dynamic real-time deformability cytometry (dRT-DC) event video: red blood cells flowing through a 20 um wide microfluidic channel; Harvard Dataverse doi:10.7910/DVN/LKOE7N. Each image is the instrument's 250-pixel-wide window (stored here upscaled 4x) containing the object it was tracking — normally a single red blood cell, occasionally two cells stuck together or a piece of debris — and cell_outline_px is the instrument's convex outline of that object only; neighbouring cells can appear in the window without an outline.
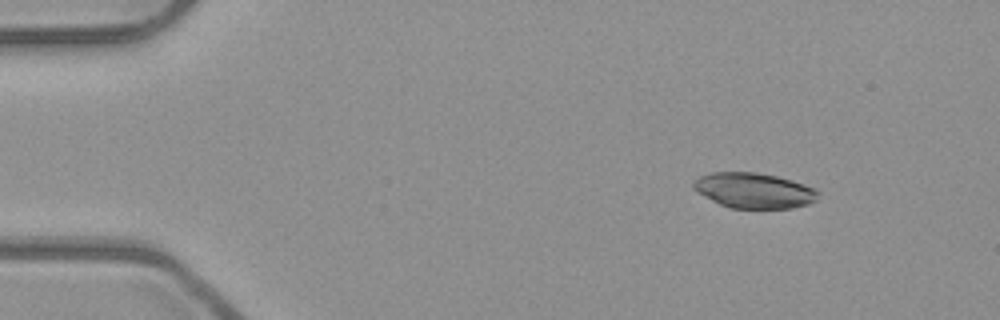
{"species": "common noctule bat (a hibernating species)", "species_latin": "Nyctalus noctula", "temperature_condition": "room temperature", "stored_images_in_passage": 6, "camera_frame_rate_fps": 3000, "um_per_image_px": 0.085, "animal": {"sex": "male", "body_mass_g": 23.1, "forearm_length_mm": 52.7}, "frame": {"image": 1, "passage_image": 1, "time_ms": 0.0, "image_size_px": [1000, 320], "cell_outline_px": [[820, 192], [816, 200], [808, 204], [792, 208], [732, 208], [720, 204], [712, 200], [692, 188], [692, 184], [700, 176], [712, 172], [756, 172], [776, 176], [792, 180], [804, 184]], "centroid_in_image_um": [64.1, 16.19], "position_along_channel_um": 20.9, "area_um2": 25.49}}
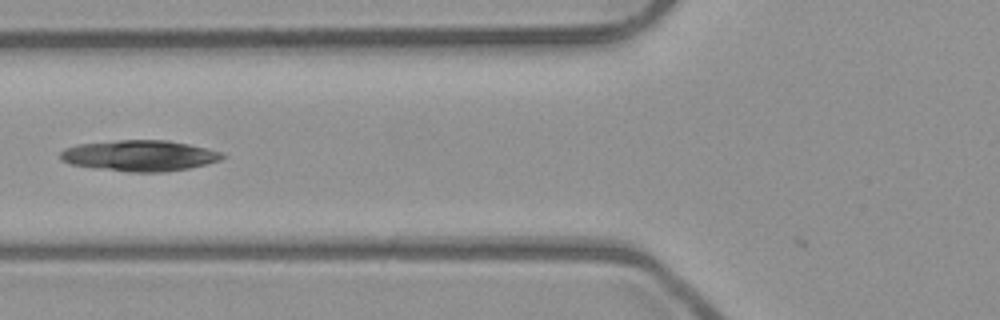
{"frame": {"image": 2, "passage_image": 5, "time_ms": 1.333, "image_size_px": [1000, 320], "cell_outline_px": [[224, 156], [220, 160], [188, 168], [164, 172], [128, 172], [92, 168], [68, 164], [60, 160], [60, 152], [64, 148], [80, 144], [120, 140], [168, 140], [188, 144], [220, 152]], "centroid_in_image_um": [11.79, 13.24], "position_along_channel_um": 114.0, "area_um2": 29.07}}
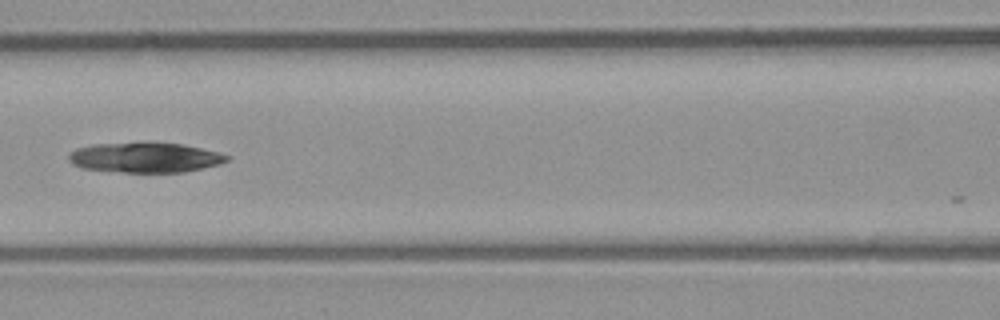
{"frame": {"image": 3, "passage_image": 6, "time_ms": 1.667, "image_size_px": [1000, 320], "cell_outline_px": [[228, 160], [220, 164], [184, 172], [124, 172], [80, 168], [72, 164], [68, 160], [68, 156], [76, 148], [92, 144], [184, 144], [216, 152], [228, 156]], "centroid_in_image_um": [12.29, 13.41], "position_along_channel_um": 154.3, "area_um2": 26.99}}